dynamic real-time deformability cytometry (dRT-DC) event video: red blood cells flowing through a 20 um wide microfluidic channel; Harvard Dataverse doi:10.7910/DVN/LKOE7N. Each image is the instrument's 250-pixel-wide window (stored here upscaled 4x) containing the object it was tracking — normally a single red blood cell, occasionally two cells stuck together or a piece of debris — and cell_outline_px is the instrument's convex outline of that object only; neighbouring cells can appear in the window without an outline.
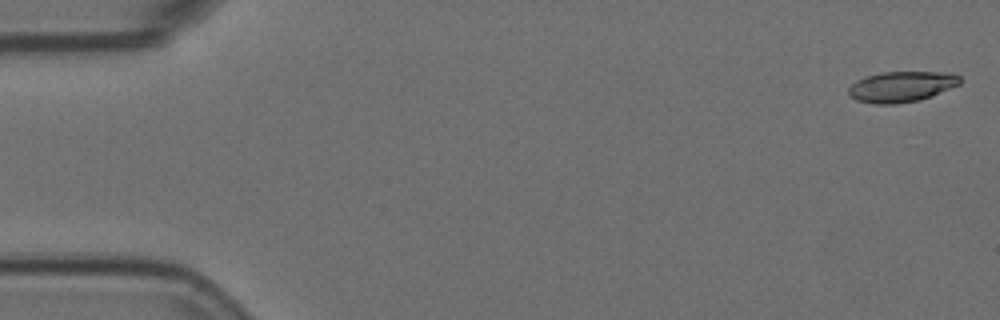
{"species": "Egyptian fruit bat (a non-hibernating species)", "species_latin": "Rousettus aegyptiacus", "temperature_condition": "room temperature", "stored_images_in_passage": 5, "camera_frame_rate_fps": 3000, "um_per_image_px": 0.085, "animal": {"sex": "female"}, "frame": {"image": 1, "passage_image": 1, "time_ms": 0.0, "image_size_px": [1000, 320], "cell_outline_px": [[960, 84], [932, 96], [920, 100], [896, 104], [876, 104], [856, 100], [848, 92], [848, 88], [856, 80], [880, 72], [952, 72], [960, 76]], "centroid_in_image_um": [76.65, 7.36], "position_along_channel_um": 8.4, "area_um2": 19.94}}
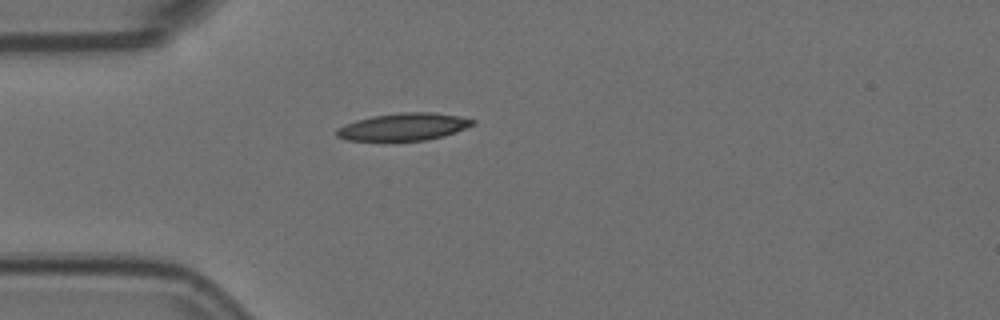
{"frame": {"image": 2, "passage_image": 5, "time_ms": 1.333, "image_size_px": [1000, 320], "cell_outline_px": [[476, 124], [456, 132], [444, 136], [428, 140], [348, 140], [336, 136], [336, 128], [356, 120], [372, 116], [400, 112], [432, 112], [456, 116], [476, 120]], "centroid_in_image_um": [34.32, 10.77], "position_along_channel_um": 50.7, "area_um2": 21.62}}